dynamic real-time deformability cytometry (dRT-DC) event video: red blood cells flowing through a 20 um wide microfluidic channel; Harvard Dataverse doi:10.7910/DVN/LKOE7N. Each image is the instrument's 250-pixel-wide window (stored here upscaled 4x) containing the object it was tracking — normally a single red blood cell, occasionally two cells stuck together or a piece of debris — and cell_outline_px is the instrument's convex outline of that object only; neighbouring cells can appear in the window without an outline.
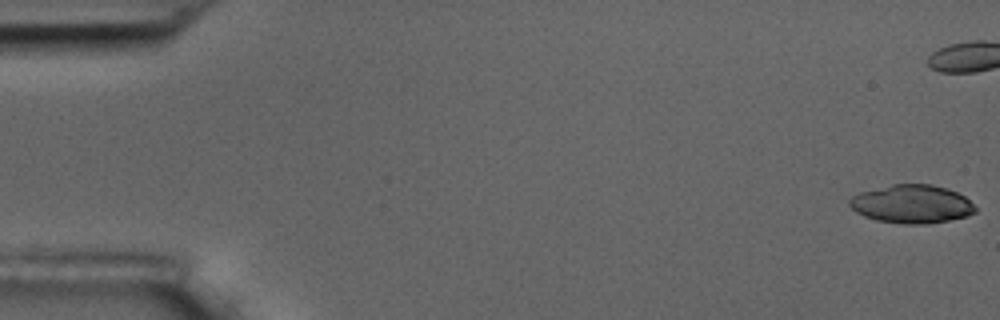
{"species": "common noctule bat (a hibernating species)", "species_latin": "Nyctalus noctula", "temperature_condition": "room temperature", "stored_images_in_passage": 57, "camera_frame_rate_fps": 3000, "um_per_image_px": 0.085, "animal": {"sex": "male", "body_mass_g": 17.5, "forearm_length_mm": 52.3}, "frame": {"image": 1, "passage_image": 1, "time_ms": 0.0, "image_size_px": [1000, 320], "cell_outline_px": [[976, 212], [968, 216], [928, 224], [904, 224], [876, 220], [864, 216], [856, 212], [848, 204], [848, 200], [852, 196], [860, 192], [892, 184], [932, 184], [948, 188], [964, 196], [976, 208]], "centroid_in_image_um": [77.49, 17.34], "position_along_channel_um": 7.5, "area_um2": 28.21}}